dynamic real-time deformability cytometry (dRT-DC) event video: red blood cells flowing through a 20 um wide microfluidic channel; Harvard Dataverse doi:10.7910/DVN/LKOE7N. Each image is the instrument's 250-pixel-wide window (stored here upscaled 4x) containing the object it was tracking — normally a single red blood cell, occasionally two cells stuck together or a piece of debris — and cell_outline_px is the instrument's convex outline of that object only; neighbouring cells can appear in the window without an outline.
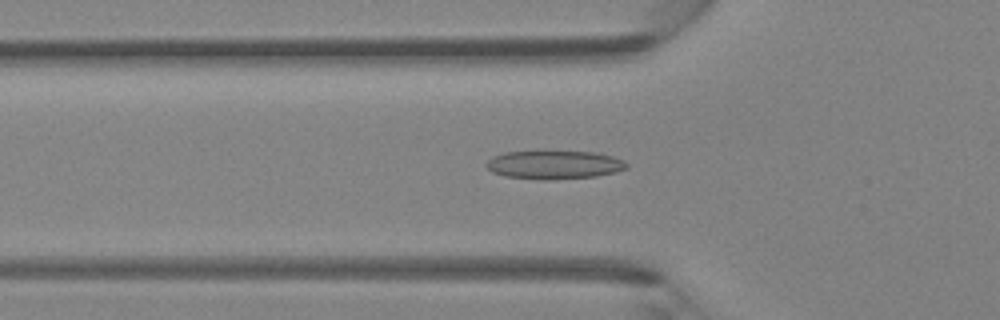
{"species": "Egyptian fruit bat (a non-hibernating species)", "species_latin": "Rousettus aegyptiacus", "temperature_condition": "room temperature", "stored_images_in_passage": 45, "camera_frame_rate_fps": 3000, "um_per_image_px": 0.085, "animal": {"sex": "female"}, "frame": {"image": 1, "passage_image": 15, "time_ms": 4.667, "image_size_px": [1000, 320], "cell_outline_px": [[628, 168], [616, 172], [596, 176], [548, 180], [544, 180], [504, 176], [492, 172], [488, 168], [488, 160], [492, 156], [504, 152], [536, 148], [544, 148], [600, 152], [624, 160], [628, 164]], "centroid_in_image_um": [47.11, 13.94], "position_along_channel_um": 78.7, "area_um2": 24.68}}
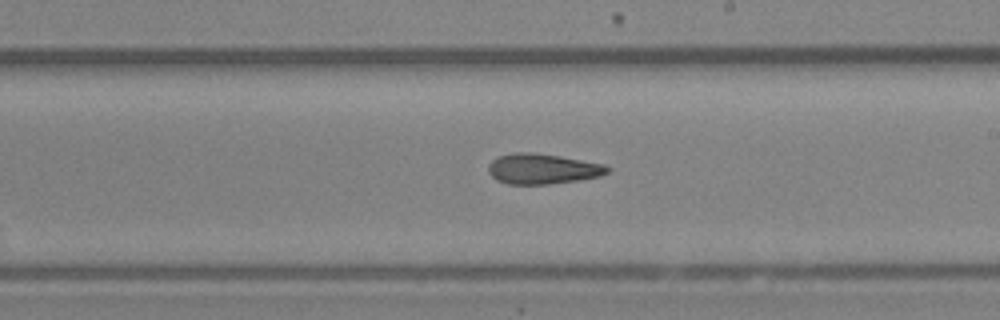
{"frame": {"image": 2, "passage_image": 26, "time_ms": 8.333, "image_size_px": [1000, 320], "cell_outline_px": [[612, 168], [608, 172], [600, 176], [580, 180], [548, 184], [508, 184], [496, 180], [488, 172], [488, 164], [492, 160], [500, 156], [516, 152], [532, 152], [560, 156], [604, 164]], "centroid_in_image_um": [46.12, 14.35], "position_along_channel_um": 242.9, "area_um2": 21.1}}
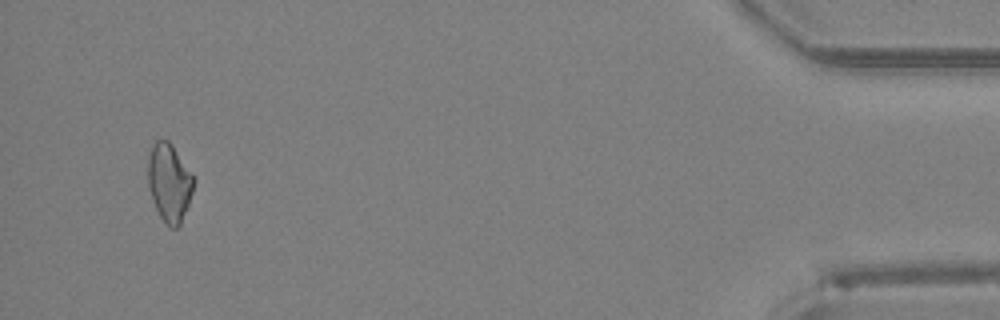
{"frame": {"image": 3, "passage_image": 43, "time_ms": 14.0, "image_size_px": [1000, 320], "cell_outline_px": [[196, 180], [188, 204], [180, 224], [176, 228], [172, 228], [160, 216], [152, 200], [148, 188], [148, 156], [152, 144], [156, 140], [168, 140], [172, 144], [196, 176]], "centroid_in_image_um": [14.4, 15.46], "position_along_channel_um": 420.8, "area_um2": 21.04}}